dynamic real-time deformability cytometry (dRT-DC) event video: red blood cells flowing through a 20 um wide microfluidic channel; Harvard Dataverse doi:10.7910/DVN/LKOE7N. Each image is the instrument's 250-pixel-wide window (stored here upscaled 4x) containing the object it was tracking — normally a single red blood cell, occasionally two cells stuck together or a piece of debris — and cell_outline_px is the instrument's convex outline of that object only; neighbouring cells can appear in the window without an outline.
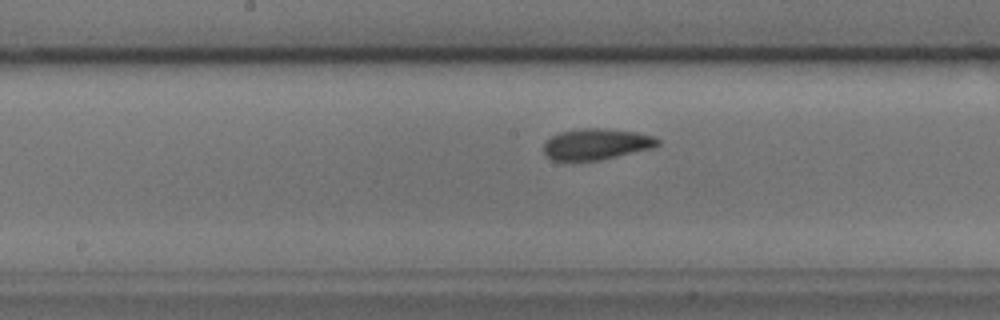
{"species": "common noctule bat (a hibernating species)", "species_latin": "Nyctalus noctula", "temperature_condition": "cold", "stored_images_in_passage": 40, "camera_frame_rate_fps": 3000, "um_per_image_px": 0.085, "animal": {"sex": "male", "body_mass_g": 17.9, "forearm_length_mm": 54.2}, "frame": {"image": 1, "passage_image": 20, "time_ms": 6.333, "image_size_px": [1000, 320], "cell_outline_px": [[660, 144], [656, 148], [600, 160], [552, 160], [544, 156], [544, 144], [552, 136], [560, 132], [580, 128], [604, 128], [636, 132], [656, 136], [660, 140]], "centroid_in_image_um": [50.75, 12.25], "position_along_channel_um": 197.5, "area_um2": 20.92}}
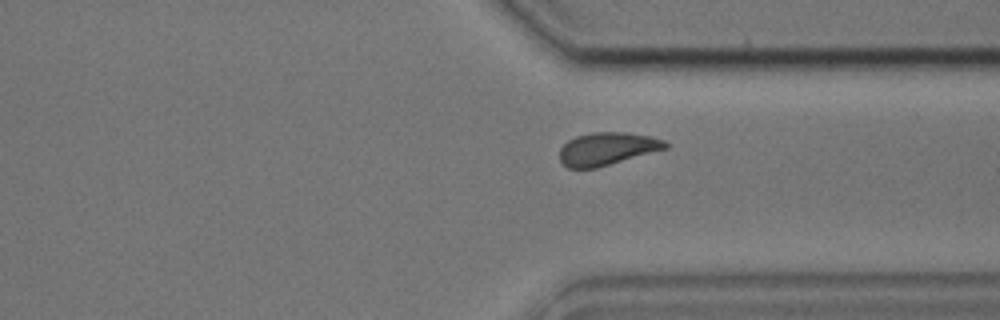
{"frame": {"image": 2, "passage_image": 33, "time_ms": 10.667, "image_size_px": [1000, 320], "cell_outline_px": [[668, 148], [596, 168], [568, 168], [560, 160], [560, 148], [568, 140], [576, 136], [592, 132], [628, 132], [652, 136], [664, 140], [668, 144]], "centroid_in_image_um": [51.62, 12.63], "position_along_channel_um": 359.8, "area_um2": 20.23}}
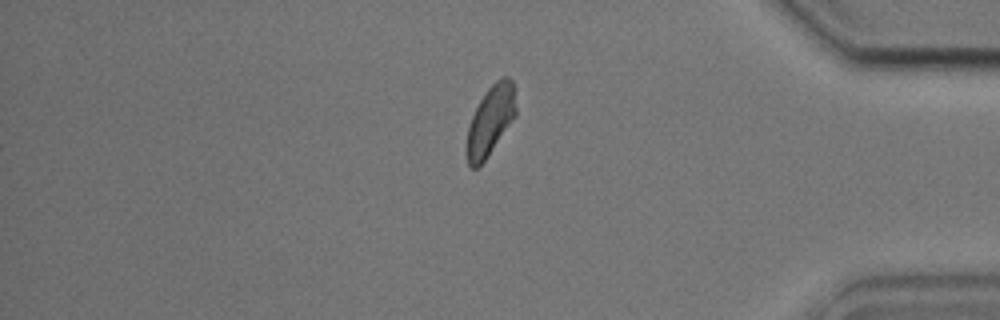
{"frame": {"image": 3, "passage_image": 38, "time_ms": 12.333, "image_size_px": [1000, 320], "cell_outline_px": [[516, 116], [484, 160], [476, 168], [472, 168], [468, 164], [464, 152], [464, 148], [468, 128], [472, 116], [480, 100], [488, 88], [496, 80], [504, 76], [508, 76], [512, 80], [516, 108]], "centroid_in_image_um": [41.66, 10.26], "position_along_channel_um": 393.5, "area_um2": 19.88}}